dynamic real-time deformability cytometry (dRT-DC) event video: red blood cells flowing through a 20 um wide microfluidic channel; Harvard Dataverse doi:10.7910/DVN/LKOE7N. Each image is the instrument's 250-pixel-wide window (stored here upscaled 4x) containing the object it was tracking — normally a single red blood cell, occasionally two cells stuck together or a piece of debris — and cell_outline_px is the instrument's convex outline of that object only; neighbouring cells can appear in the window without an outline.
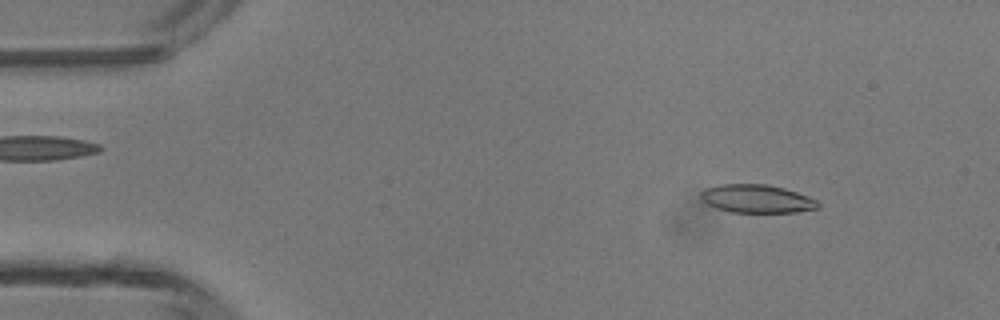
{"species": "common noctule bat (a hibernating species)", "species_latin": "Nyctalus noctula", "temperature_condition": "room temperature", "stored_images_in_passage": 46, "camera_frame_rate_fps": 3000, "um_per_image_px": 0.085, "animal": {"sex": "male", "body_mass_g": 13.3}, "frame": {"image": 1, "passage_image": 5, "time_ms": 1.333, "image_size_px": [1000, 320], "cell_outline_px": [[820, 208], [796, 212], [732, 212], [716, 208], [708, 204], [700, 196], [700, 192], [704, 188], [720, 184], [768, 184], [784, 188], [808, 196], [816, 200], [820, 204]], "centroid_in_image_um": [64.33, 16.89], "position_along_channel_um": 20.7, "area_um2": 19.31}}
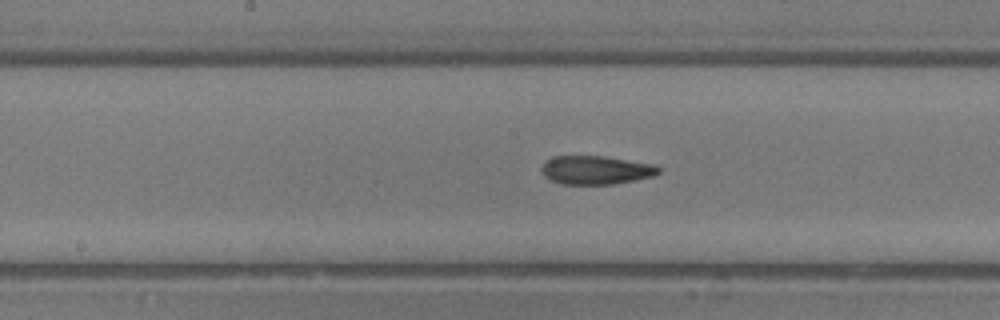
{"frame": {"image": 2, "passage_image": 23, "time_ms": 7.333, "image_size_px": [1000, 320], "cell_outline_px": [[660, 172], [656, 176], [612, 184], [560, 184], [544, 176], [540, 172], [540, 168], [552, 156], [604, 156], [656, 164], [660, 168]], "centroid_in_image_um": [50.68, 14.45], "position_along_channel_um": 197.5, "area_um2": 19.65}}
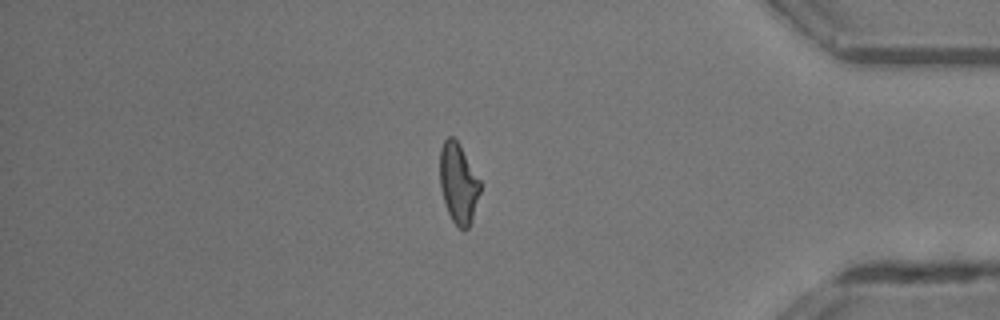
{"frame": {"image": 3, "passage_image": 39, "time_ms": 12.667, "image_size_px": [1000, 320], "cell_outline_px": [[480, 192], [472, 220], [468, 228], [464, 232], [452, 220], [448, 212], [440, 188], [440, 148], [444, 140], [448, 136], [452, 136], [456, 140], [480, 180]], "centroid_in_image_um": [38.95, 15.6], "position_along_channel_um": 396.2, "area_um2": 18.61}, "authors_computed_cell_mechanics": {"area_um2": 19.4786, "velocity_mm_per_s": 4.3596, "shape_relaxation_time_tau1_ms": 6.0821, "shape_relaxation_time_tau2_ms": 2.3356, "deformation_change_tau1": 0.2007, "deformation_change_tau2": 0.1149}}